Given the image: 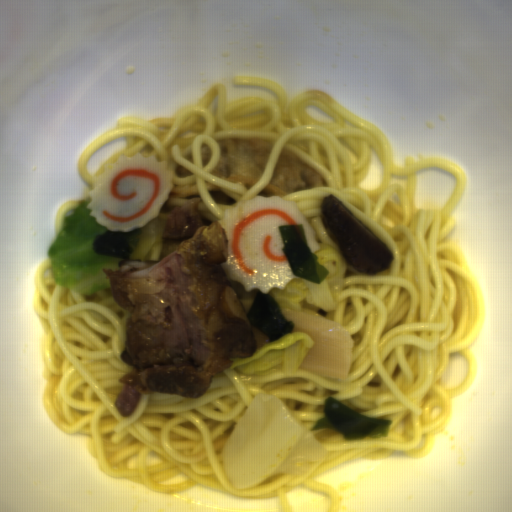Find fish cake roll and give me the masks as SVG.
<instances>
[{
	"label": "fish cake roll",
	"mask_w": 512,
	"mask_h": 512,
	"mask_svg": "<svg viewBox=\"0 0 512 512\" xmlns=\"http://www.w3.org/2000/svg\"><path fill=\"white\" fill-rule=\"evenodd\" d=\"M217 222L227 237L226 258L220 264L223 273L248 293L285 289L297 277L285 258L279 225H302L312 254L321 248L314 227L297 202L279 195L242 200L225 208L224 218Z\"/></svg>",
	"instance_id": "fish-cake-roll-1"
},
{
	"label": "fish cake roll",
	"mask_w": 512,
	"mask_h": 512,
	"mask_svg": "<svg viewBox=\"0 0 512 512\" xmlns=\"http://www.w3.org/2000/svg\"><path fill=\"white\" fill-rule=\"evenodd\" d=\"M167 160L119 153L94 178L86 205L89 217L110 231L129 232L156 219L174 186Z\"/></svg>",
	"instance_id": "fish-cake-roll-2"
}]
</instances>
